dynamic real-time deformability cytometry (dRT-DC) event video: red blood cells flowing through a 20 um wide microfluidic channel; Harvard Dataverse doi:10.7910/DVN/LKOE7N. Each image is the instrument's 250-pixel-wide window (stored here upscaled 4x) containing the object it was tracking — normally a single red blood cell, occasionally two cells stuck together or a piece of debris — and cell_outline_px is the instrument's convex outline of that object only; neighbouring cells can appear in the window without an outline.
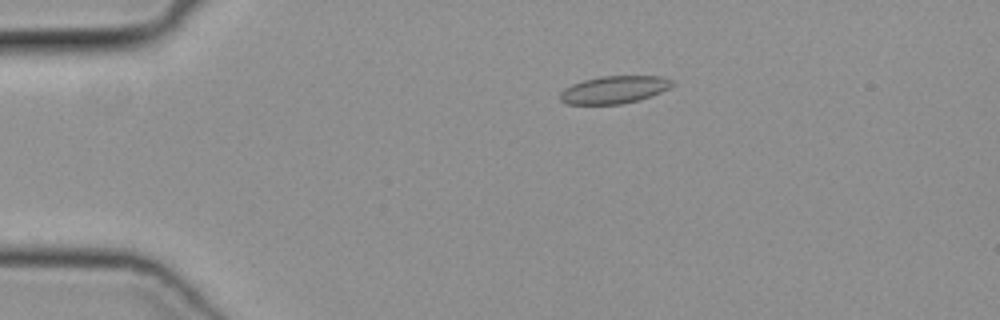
{"species": "common noctule bat (a hibernating species)", "species_latin": "Nyctalus noctula", "temperature_condition": "cold", "stored_images_in_passage": 46, "camera_frame_rate_fps": 3000, "um_per_image_px": 0.085, "animal": {"sex": "female", "body_mass_g": 19.3, "forearm_length_mm": 54.1}, "frame": {"image": 1, "passage_image": 7, "time_ms": 2.0, "image_size_px": [1000, 320], "cell_outline_px": [[676, 84], [660, 92], [640, 100], [620, 104], [564, 104], [560, 100], [560, 92], [564, 88], [572, 84], [584, 80], [600, 76], [660, 76], [676, 80]], "centroid_in_image_um": [52.22, 7.62], "position_along_channel_um": 32.8, "area_um2": 18.15}}
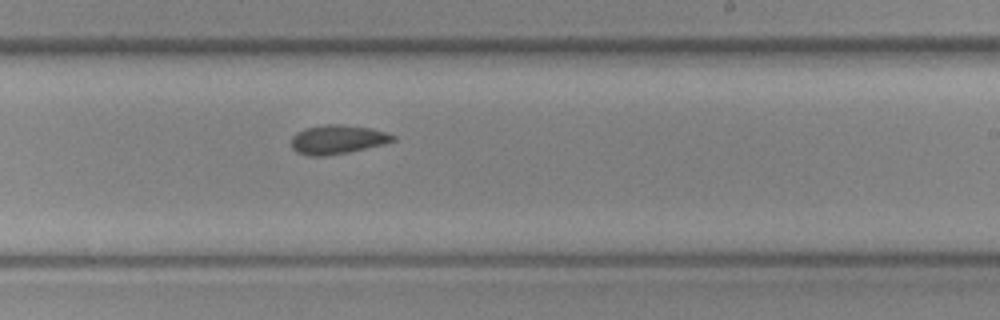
{"frame": {"image": 2, "passage_image": 27, "time_ms": 8.667, "image_size_px": [1000, 320], "cell_outline_px": [[396, 140], [384, 144], [348, 152], [324, 156], [308, 156], [296, 152], [292, 148], [292, 136], [296, 132], [304, 128], [324, 124], [340, 124], [372, 128], [396, 136]], "centroid_in_image_um": [28.66, 11.85], "position_along_channel_um": 260.3, "area_um2": 17.28}}
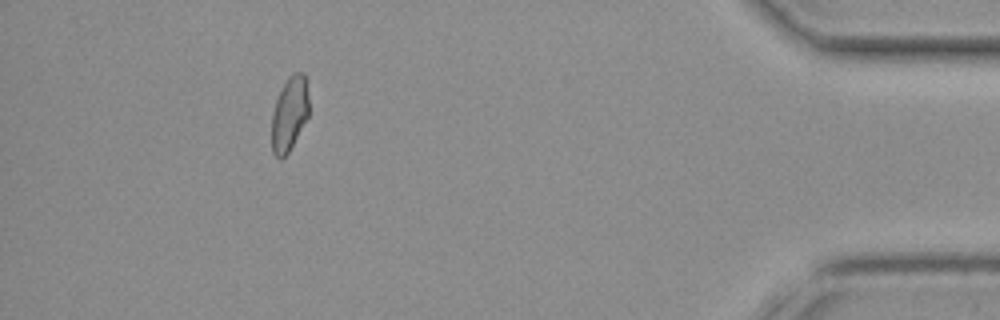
{"frame": {"image": 3, "passage_image": 42, "time_ms": 13.667, "image_size_px": [1000, 320], "cell_outline_px": [[308, 116], [288, 152], [280, 160], [272, 152], [272, 112], [276, 100], [288, 76], [292, 72], [304, 72], [308, 96]], "centroid_in_image_um": [24.59, 9.65], "position_along_channel_um": 410.6, "area_um2": 15.9}}